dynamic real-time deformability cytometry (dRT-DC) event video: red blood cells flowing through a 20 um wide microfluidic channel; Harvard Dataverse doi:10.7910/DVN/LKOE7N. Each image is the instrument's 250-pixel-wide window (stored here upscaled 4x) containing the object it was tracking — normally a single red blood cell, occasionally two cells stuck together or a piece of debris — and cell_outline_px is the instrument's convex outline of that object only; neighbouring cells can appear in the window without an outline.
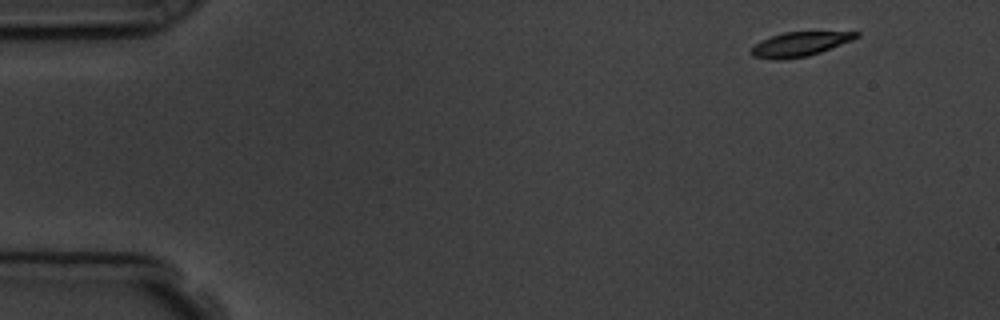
{"species": "common noctule bat (a hibernating species)", "species_latin": "Nyctalus noctula", "temperature_condition": "room temperature", "stored_images_in_passage": 4, "camera_frame_rate_fps": 3000, "um_per_image_px": 0.085, "animal": {"sex": "male", "body_mass_g": 19.5, "forearm_length_mm": 54.6}, "frame": {"image": 1, "passage_image": 1, "time_ms": 0.0, "image_size_px": [1000, 320], "cell_outline_px": [[860, 36], [852, 40], [820, 52], [808, 56], [776, 60], [772, 60], [752, 56], [748, 52], [760, 40], [784, 32], [860, 32]], "centroid_in_image_um": [67.93, 3.76], "position_along_channel_um": 17.1, "area_um2": 14.8}}
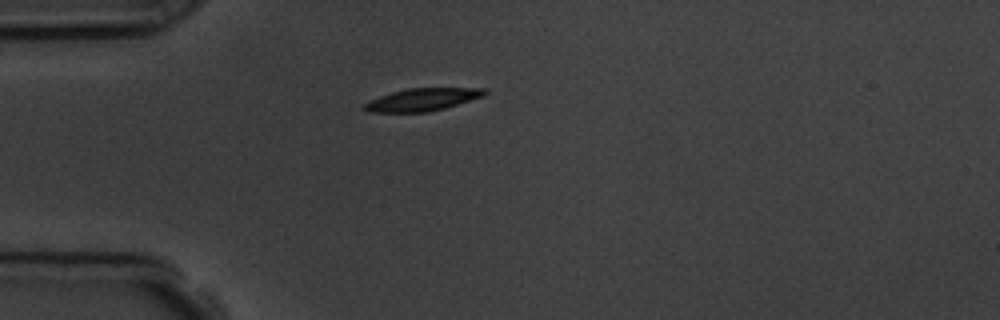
{"frame": {"image": 2, "passage_image": 4, "time_ms": 3.333, "image_size_px": [1000, 320], "cell_outline_px": [[488, 92], [484, 96], [444, 108], [428, 112], [368, 112], [360, 108], [364, 104], [380, 96], [392, 92], [408, 88], [488, 88]], "centroid_in_image_um": [35.91, 8.46], "position_along_channel_um": 49.1, "area_um2": 15.78}}